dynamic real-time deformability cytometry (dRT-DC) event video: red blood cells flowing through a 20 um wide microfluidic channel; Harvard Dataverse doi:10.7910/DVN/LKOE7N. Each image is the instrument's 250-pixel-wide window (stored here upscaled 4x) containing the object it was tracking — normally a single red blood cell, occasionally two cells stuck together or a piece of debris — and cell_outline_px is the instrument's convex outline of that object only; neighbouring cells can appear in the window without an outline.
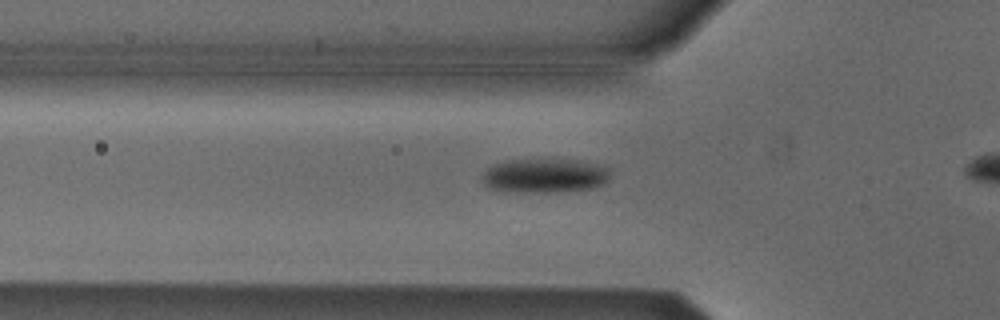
{"species": "Egyptian fruit bat (a non-hibernating species)", "species_latin": "Rousettus aegyptiacus", "temperature_condition": "cold", "stored_images_in_passage": 39, "camera_frame_rate_fps": 3000, "um_per_image_px": 0.085, "animal": {"sex": "male"}, "frame": {"image": 1, "passage_image": 13, "time_ms": 4.0, "image_size_px": [1000, 320], "cell_outline_px": [[612, 168], [608, 180], [600, 184], [588, 188], [560, 192], [524, 192], [492, 188], [484, 184], [480, 180], [484, 172], [488, 168], [496, 164], [508, 160], [584, 160], [604, 164]], "centroid_in_image_um": [46.38, 14.91], "position_along_channel_um": 79.4, "area_um2": 25.49}}
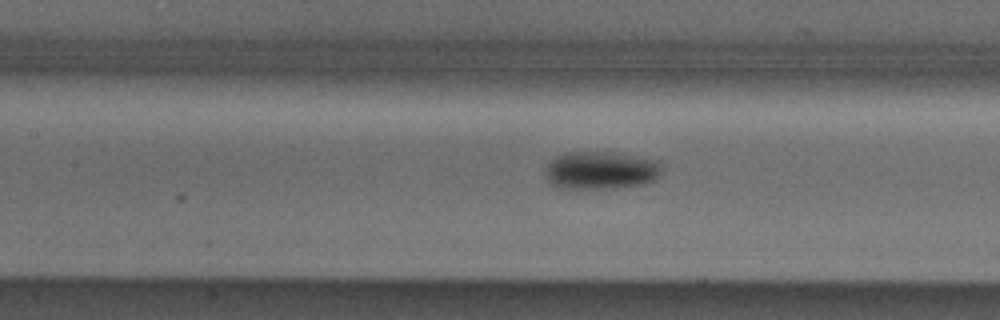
{"frame": {"image": 2, "passage_image": 19, "time_ms": 6.0, "image_size_px": [1000, 320], "cell_outline_px": [[660, 176], [644, 184], [620, 188], [556, 188], [544, 176], [544, 172], [548, 160], [564, 152], [624, 152], [660, 160]], "centroid_in_image_um": [51.06, 14.46], "position_along_channel_um": 156.3, "area_um2": 26.47}}
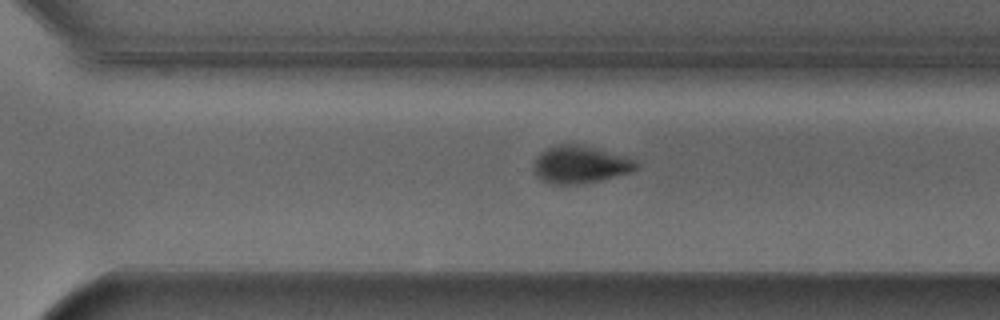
{"frame": {"image": 3, "passage_image": 32, "time_ms": 10.333, "image_size_px": [1000, 320], "cell_outline_px": [[640, 164], [632, 172], [596, 180], [576, 184], [552, 184], [544, 180], [536, 172], [532, 164], [548, 148], [556, 144], [576, 144], [600, 148], [636, 160]], "centroid_in_image_um": [49.37, 13.96], "position_along_channel_um": 321.2, "area_um2": 21.91}}